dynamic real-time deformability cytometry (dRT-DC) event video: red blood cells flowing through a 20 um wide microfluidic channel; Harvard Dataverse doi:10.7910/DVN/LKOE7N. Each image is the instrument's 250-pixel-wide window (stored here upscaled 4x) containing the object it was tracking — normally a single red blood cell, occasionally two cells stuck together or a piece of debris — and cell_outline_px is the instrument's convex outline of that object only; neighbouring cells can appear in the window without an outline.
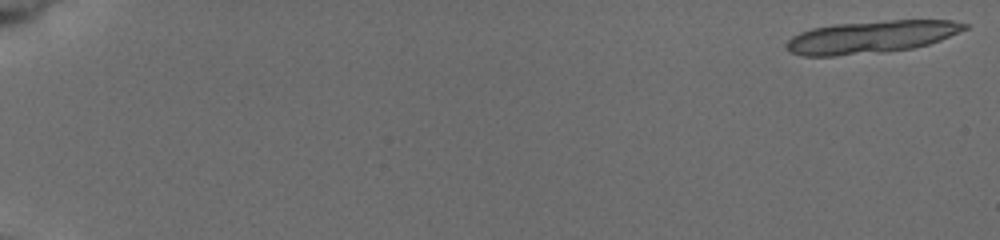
{"species": "common noctule bat (a hibernating species)", "species_latin": "Nyctalus noctula", "temperature_condition": "cold", "stored_images_in_passage": 16, "camera_frame_rate_fps": 3000, "um_per_image_px": 0.085, "animal": {"sex": "female", "body_mass_g": 19.5, "forearm_length_mm": 54.1}, "frame": {"image": 1, "passage_image": 1, "time_ms": 0.0, "image_size_px": [1000, 240], "cell_outline_px": [[968, 28], [940, 40], [928, 44], [912, 48], [884, 52], [832, 56], [804, 56], [788, 52], [784, 44], [792, 36], [800, 32], [812, 28], [836, 24], [892, 20], [952, 20], [968, 24]], "centroid_in_image_um": [74.02, 3.14], "position_along_channel_um": 11.0, "area_um2": 33.7}}